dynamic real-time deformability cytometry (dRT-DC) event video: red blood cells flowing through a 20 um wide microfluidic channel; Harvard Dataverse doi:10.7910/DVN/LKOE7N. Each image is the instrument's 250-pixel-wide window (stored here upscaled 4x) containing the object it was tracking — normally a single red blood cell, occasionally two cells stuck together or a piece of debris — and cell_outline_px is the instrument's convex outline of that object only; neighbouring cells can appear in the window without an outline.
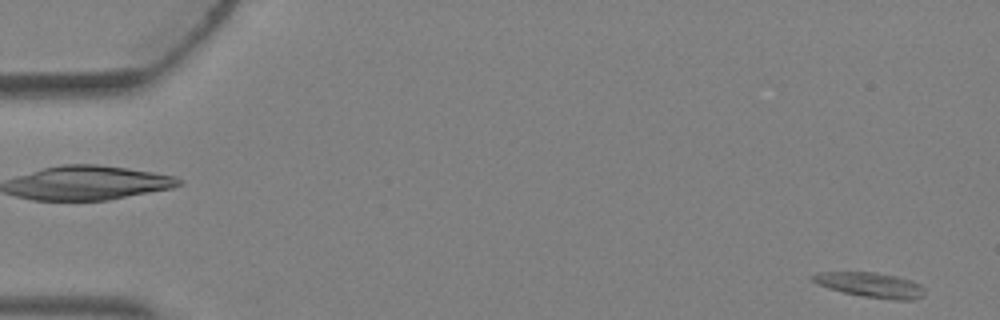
{"species": "Egyptian fruit bat (a non-hibernating species)", "species_latin": "Rousettus aegyptiacus", "temperature_condition": "warm", "stored_images_in_passage": 4, "camera_frame_rate_fps": 3000, "um_per_image_px": 0.085, "animal": {"sex": "female"}, "frame": {"image": 1, "passage_image": 1, "time_ms": 0.0, "image_size_px": [1000, 320], "cell_outline_px": [[924, 292], [920, 296], [912, 300], [896, 300], [864, 296], [844, 292], [828, 288], [816, 284], [808, 276], [820, 272], [876, 272], [896, 276], [912, 280], [920, 284], [924, 288]], "centroid_in_image_um": [73.96, 24.2], "position_along_channel_um": 11.0, "area_um2": 16.18}}